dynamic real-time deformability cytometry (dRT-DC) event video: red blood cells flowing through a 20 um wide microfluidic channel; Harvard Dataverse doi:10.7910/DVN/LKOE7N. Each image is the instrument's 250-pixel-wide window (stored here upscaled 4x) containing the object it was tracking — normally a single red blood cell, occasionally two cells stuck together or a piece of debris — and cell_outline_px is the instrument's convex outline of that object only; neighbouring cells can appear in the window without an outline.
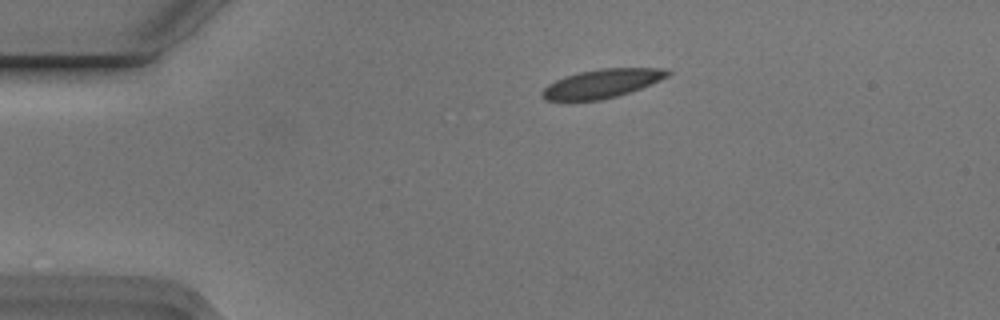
{"species": "Egyptian fruit bat (a non-hibernating species)", "species_latin": "Rousettus aegyptiacus", "temperature_condition": "cold", "stored_images_in_passage": 3, "camera_frame_rate_fps": 3000, "um_per_image_px": 0.085, "animal": {"sex": "male"}, "frame": {"image": 1, "passage_image": 1, "time_ms": 0.0, "image_size_px": [1000, 320], "cell_outline_px": [[672, 72], [668, 76], [660, 80], [640, 88], [616, 96], [600, 100], [544, 100], [540, 96], [540, 92], [548, 84], [564, 76], [580, 72], [600, 68], [668, 68]], "centroid_in_image_um": [51.15, 7.09], "position_along_channel_um": 33.8, "area_um2": 20.92}}
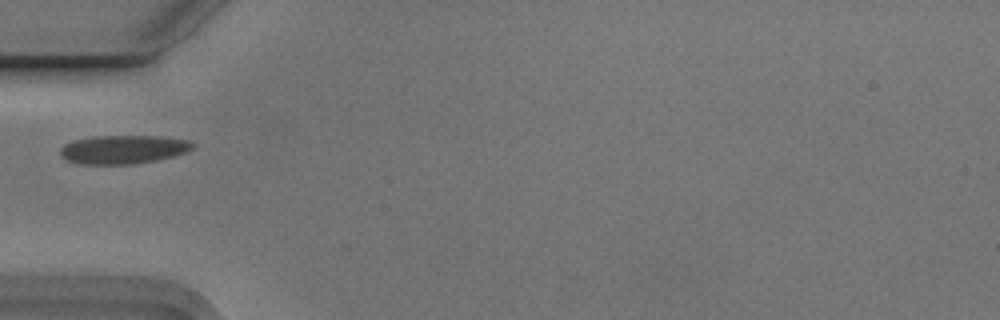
{"frame": {"image": 2, "passage_image": 3, "time_ms": 0.667, "image_size_px": [1000, 320], "cell_outline_px": [[196, 144], [192, 148], [184, 152], [172, 156], [156, 160], [132, 164], [80, 164], [68, 160], [60, 156], [60, 148], [64, 144], [72, 140], [92, 136], [160, 136], [188, 140]], "centroid_in_image_um": [10.43, 12.69], "position_along_channel_um": 74.6, "area_um2": 22.08}}